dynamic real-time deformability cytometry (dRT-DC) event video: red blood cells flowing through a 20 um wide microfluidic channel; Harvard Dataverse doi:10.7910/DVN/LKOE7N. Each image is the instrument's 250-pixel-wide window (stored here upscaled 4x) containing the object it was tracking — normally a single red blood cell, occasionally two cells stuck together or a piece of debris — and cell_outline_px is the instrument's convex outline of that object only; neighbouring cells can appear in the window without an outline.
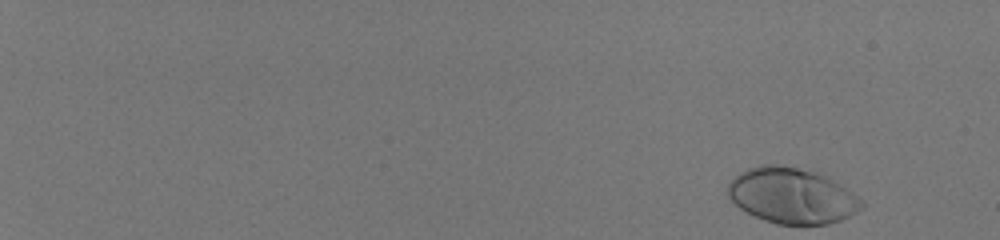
{"species": "human", "species_latin": "Homo sapiens", "temperature_condition": "room temperature", "stored_images_in_passage": 51, "camera_frame_rate_fps": 3000, "um_per_image_px": 0.085, "donor": {"sex": "male"}, "frame": {"image": 1, "passage_image": 1, "time_ms": 0.0, "image_size_px": [1000, 240], "cell_outline_px": [[864, 204], [856, 212], [840, 220], [828, 224], [776, 224], [764, 220], [740, 208], [728, 196], [728, 184], [740, 172], [748, 168], [760, 164], [776, 164], [796, 168], [812, 172], [824, 176], [852, 192]], "centroid_in_image_um": [67.27, 16.64], "position_along_channel_um": 17.7, "area_um2": 42.54}}
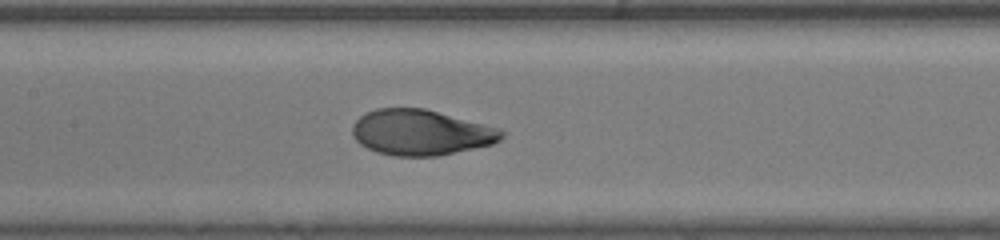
{"frame": {"image": 2, "passage_image": 29, "time_ms": 9.333, "image_size_px": [1000, 240], "cell_outline_px": [[504, 136], [500, 140], [492, 144], [440, 156], [392, 156], [376, 152], [360, 144], [352, 136], [352, 124], [364, 112], [376, 108], [424, 108], [500, 128], [504, 132]], "centroid_in_image_um": [35.75, 11.26], "position_along_channel_um": 171.7, "area_um2": 39.88}}
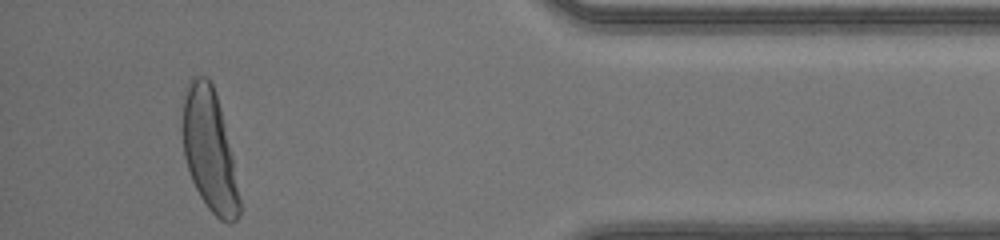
{"frame": {"image": 3, "passage_image": 49, "time_ms": 16.0, "image_size_px": [1000, 240], "cell_outline_px": [[240, 212], [236, 220], [232, 224], [228, 224], [220, 220], [208, 208], [200, 196], [192, 180], [184, 156], [180, 120], [184, 88], [188, 80], [192, 76], [204, 76], [212, 84], [220, 108], [232, 156], [240, 200]], "centroid_in_image_um": [17.75, 12.74], "position_along_channel_um": 417.4, "area_um2": 40.58}, "authors_computed_cell_mechanics": {"area_um2": 39.882, "velocity_mm_per_s": 4.1321, "shape_relaxation_time_tau1_ms": 3.1493, "shape_relaxation_time_tau2_ms": null, "deformation_change_tau1": 0.2085, "deformation_change_tau2": null}}